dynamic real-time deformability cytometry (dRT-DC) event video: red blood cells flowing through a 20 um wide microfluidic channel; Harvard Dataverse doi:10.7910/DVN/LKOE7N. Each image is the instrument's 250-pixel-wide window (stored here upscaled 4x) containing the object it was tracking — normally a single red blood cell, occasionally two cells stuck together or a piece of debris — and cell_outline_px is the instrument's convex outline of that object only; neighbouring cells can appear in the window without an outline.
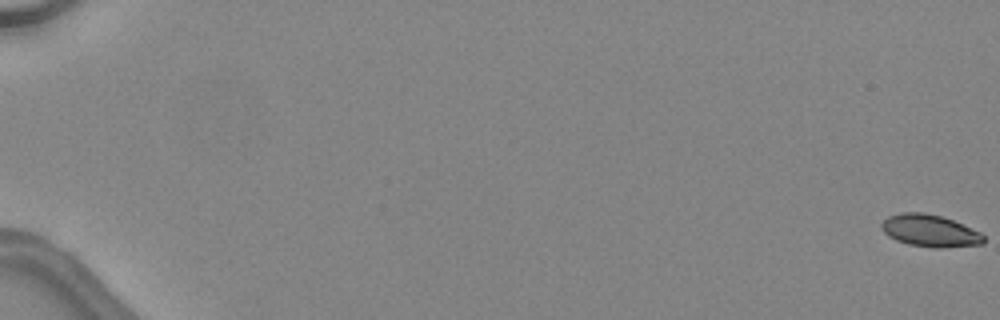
{"species": "common noctule bat (a hibernating species)", "species_latin": "Nyctalus noctula", "temperature_condition": "warm", "stored_images_in_passage": 8, "camera_frame_rate_fps": 3000, "um_per_image_px": 0.085, "animal": {"sex": "female", "body_mass_g": 24.6, "forearm_length_mm": 56.2}, "frame": {"image": 1, "passage_image": 1, "time_ms": 0.0, "image_size_px": [1000, 320], "cell_outline_px": [[984, 244], [940, 248], [936, 248], [908, 244], [896, 240], [888, 236], [880, 228], [880, 224], [888, 216], [900, 212], [924, 212], [940, 216], [952, 220], [980, 232], [984, 236]], "centroid_in_image_um": [79.01, 19.61], "position_along_channel_um": 6.0, "area_um2": 19.13}}